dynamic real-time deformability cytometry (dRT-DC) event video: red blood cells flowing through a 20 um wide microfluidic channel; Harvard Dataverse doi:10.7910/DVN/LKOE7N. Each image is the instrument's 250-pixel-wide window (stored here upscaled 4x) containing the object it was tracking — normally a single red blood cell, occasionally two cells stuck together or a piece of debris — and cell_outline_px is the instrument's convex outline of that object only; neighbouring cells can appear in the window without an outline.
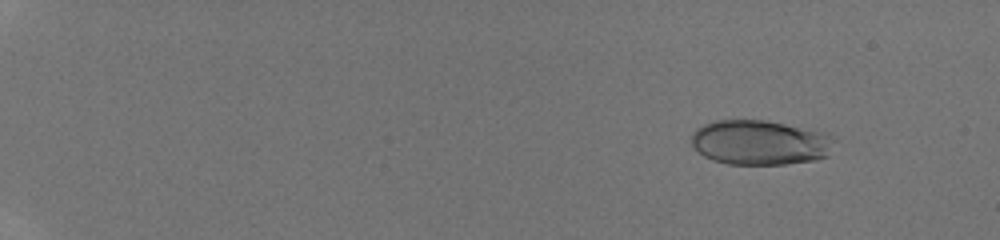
{"species": "human", "species_latin": "Homo sapiens", "temperature_condition": "room temperature", "stored_images_in_passage": 48, "camera_frame_rate_fps": 3000, "um_per_image_px": 0.085, "donor": {"sex": "male"}, "frame": {"image": 1, "passage_image": 7, "time_ms": 2.0, "image_size_px": [1000, 240], "cell_outline_px": [[832, 136], [828, 156], [816, 160], [784, 164], [728, 164], [712, 160], [704, 156], [692, 144], [692, 132], [696, 128], [712, 120], [764, 120], [828, 132]], "centroid_in_image_um": [64.58, 12.1], "position_along_channel_um": 20.4, "area_um2": 37.28}}
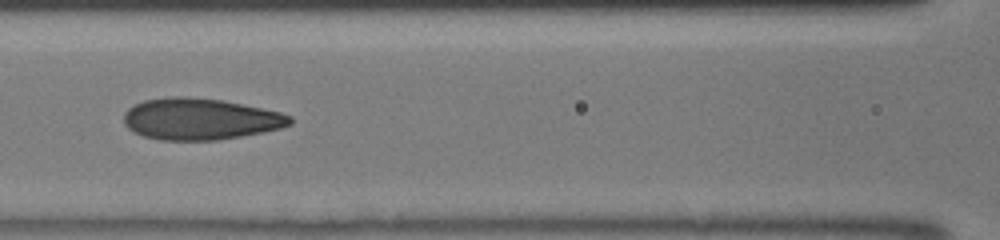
{"frame": {"image": 2, "passage_image": 26, "time_ms": 8.333, "image_size_px": [1000, 240], "cell_outline_px": [[292, 124], [280, 128], [264, 132], [216, 140], [160, 140], [144, 136], [132, 132], [124, 124], [124, 112], [128, 108], [144, 100], [172, 96], [180, 96], [220, 100], [280, 112], [292, 116]], "centroid_in_image_um": [16.99, 10.12], "position_along_channel_um": 149.6, "area_um2": 40.0}}
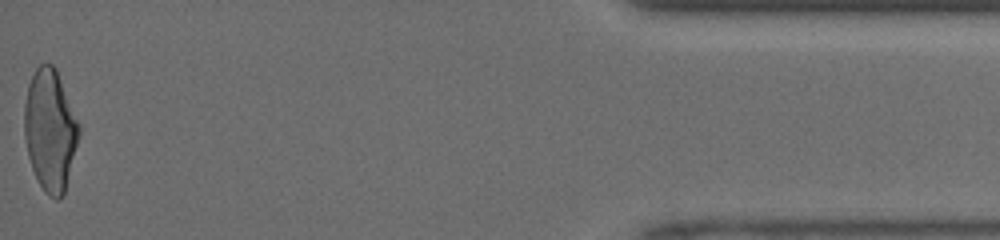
{"frame": {"image": 3, "passage_image": 48, "time_ms": 15.667, "image_size_px": [1000, 240], "cell_outline_px": [[80, 132], [64, 192], [56, 200], [48, 196], [44, 192], [32, 168], [28, 156], [24, 136], [24, 104], [28, 84], [36, 68], [40, 64], [52, 64], [56, 68], [80, 124]], "centroid_in_image_um": [4.25, 11.03], "position_along_channel_um": 430.9, "area_um2": 38.49}}